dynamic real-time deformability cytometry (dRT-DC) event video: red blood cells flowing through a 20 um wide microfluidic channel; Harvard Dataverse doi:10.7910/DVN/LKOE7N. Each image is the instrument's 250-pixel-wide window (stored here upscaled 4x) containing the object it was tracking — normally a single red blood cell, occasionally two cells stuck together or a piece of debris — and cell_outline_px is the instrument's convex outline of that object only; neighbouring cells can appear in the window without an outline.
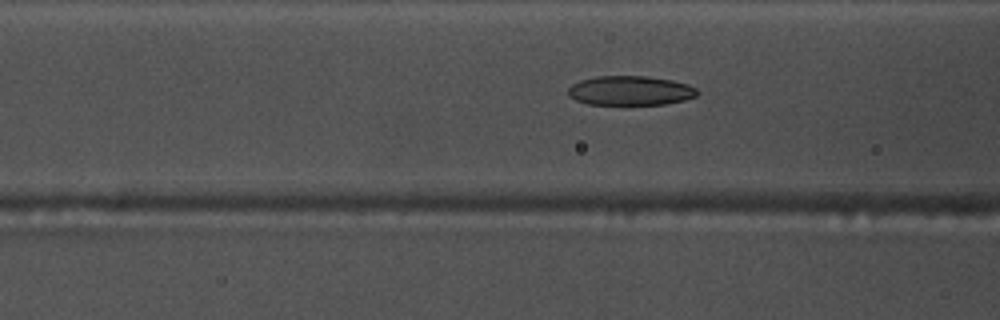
{"species": "common noctule bat (a hibernating species)", "species_latin": "Nyctalus noctula", "temperature_condition": "warm", "stored_images_in_passage": 30, "camera_frame_rate_fps": 3000, "um_per_image_px": 0.085, "animal": {"sex": "male", "body_mass_g": 17.5, "forearm_length_mm": 52.3}, "frame": {"image": 1, "passage_image": 7, "time_ms": 2.0, "image_size_px": [1000, 320], "cell_outline_px": [[700, 92], [696, 96], [684, 100], [664, 104], [588, 104], [576, 100], [568, 96], [568, 88], [572, 84], [580, 80], [596, 76], [648, 76], [672, 80], [688, 84], [696, 88]], "centroid_in_image_um": [53.58, 7.69], "position_along_channel_um": 113.0, "area_um2": 22.2}}
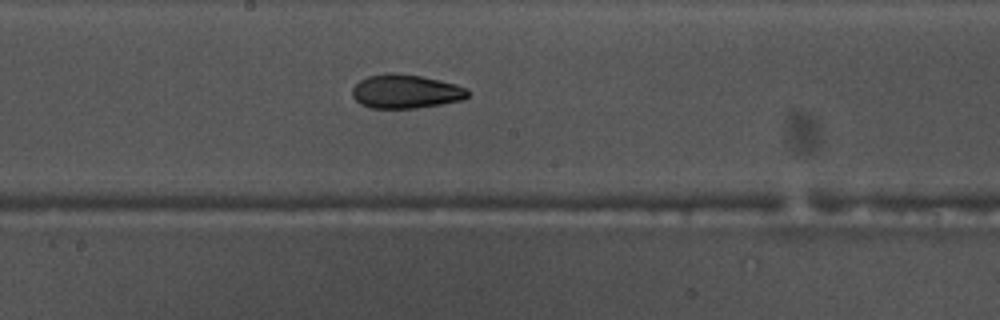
{"frame": {"image": 2, "passage_image": 15, "time_ms": 4.667, "image_size_px": [1000, 320], "cell_outline_px": [[468, 96], [460, 100], [440, 104], [416, 108], [372, 108], [360, 104], [352, 96], [352, 88], [360, 80], [368, 76], [388, 72], [396, 72], [420, 76], [440, 80], [456, 84], [468, 88]], "centroid_in_image_um": [34.46, 7.76], "position_along_channel_um": 213.7, "area_um2": 22.83}}
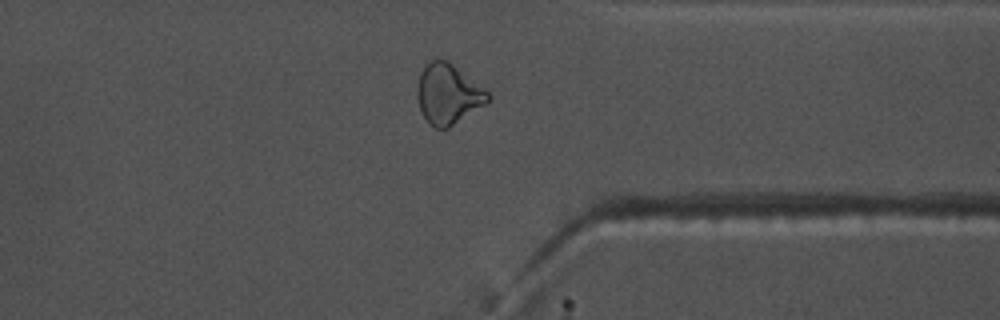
{"frame": {"image": 3, "passage_image": 28, "time_ms": 9.0, "image_size_px": [1000, 320], "cell_outline_px": [[492, 96], [484, 104], [448, 128], [436, 128], [428, 124], [420, 112], [416, 96], [416, 92], [420, 72], [432, 60], [448, 60], [484, 88]], "centroid_in_image_um": [38.05, 8.0], "position_along_channel_um": 373.3, "area_um2": 24.57}}